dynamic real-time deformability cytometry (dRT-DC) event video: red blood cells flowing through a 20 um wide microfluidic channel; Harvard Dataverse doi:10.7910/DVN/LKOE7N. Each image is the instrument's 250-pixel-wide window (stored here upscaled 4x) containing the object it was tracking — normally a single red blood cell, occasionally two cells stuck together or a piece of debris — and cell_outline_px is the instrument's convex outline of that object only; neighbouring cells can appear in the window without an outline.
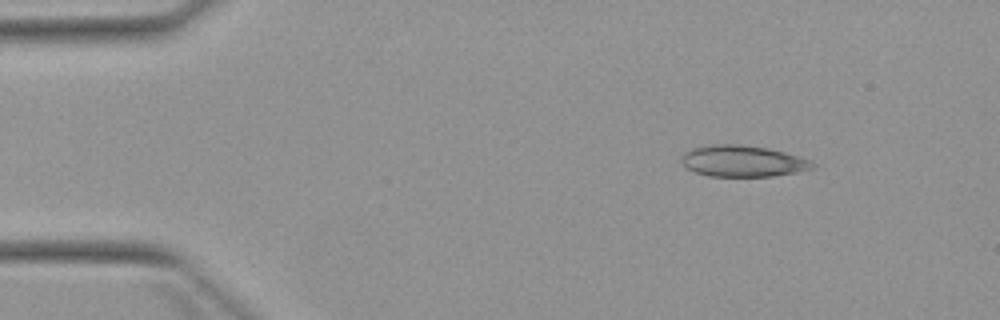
{"species": "Egyptian fruit bat (a non-hibernating species)", "species_latin": "Rousettus aegyptiacus", "temperature_condition": "warm", "stored_images_in_passage": 3, "camera_frame_rate_fps": 3000, "um_per_image_px": 0.085, "animal": {"sex": "female"}, "frame": {"image": 1, "passage_image": 3, "time_ms": 4.0, "image_size_px": [1000, 320], "cell_outline_px": [[816, 168], [796, 172], [772, 176], [708, 176], [684, 168], [680, 160], [680, 156], [684, 152], [692, 148], [712, 144], [740, 144], [768, 148], [784, 152], [812, 160], [816, 164]], "centroid_in_image_um": [63.11, 13.69], "position_along_channel_um": 21.9, "area_um2": 24.22}}